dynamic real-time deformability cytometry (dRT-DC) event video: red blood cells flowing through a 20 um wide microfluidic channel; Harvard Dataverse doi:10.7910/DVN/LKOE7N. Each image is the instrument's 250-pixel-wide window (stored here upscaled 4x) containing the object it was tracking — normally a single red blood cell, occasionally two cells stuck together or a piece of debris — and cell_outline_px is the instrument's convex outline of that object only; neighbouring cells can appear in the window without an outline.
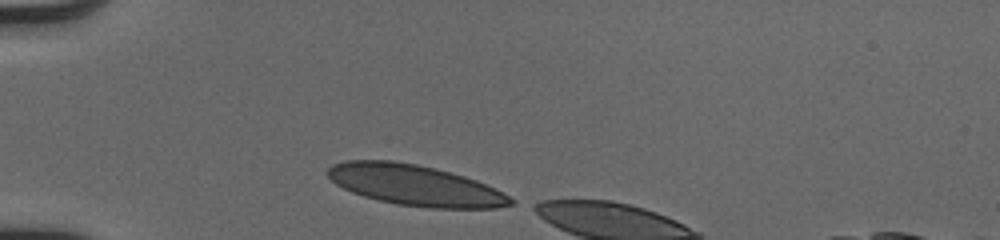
{"species": "human", "species_latin": "Homo sapiens", "temperature_condition": "cold", "stored_images_in_passage": 6, "camera_frame_rate_fps": 3000, "um_per_image_px": 0.085, "donor": {"sex": "male"}, "frame": {"image": 1, "passage_image": 1, "time_ms": 0.0, "image_size_px": [1000, 240], "cell_outline_px": [[516, 200], [512, 204], [496, 208], [428, 208], [396, 204], [364, 196], [352, 192], [336, 184], [328, 176], [328, 168], [332, 164], [344, 160], [392, 160], [416, 164], [436, 168], [464, 176], [476, 180]], "centroid_in_image_um": [35.25, 15.74], "position_along_channel_um": 49.8, "area_um2": 43.12}}